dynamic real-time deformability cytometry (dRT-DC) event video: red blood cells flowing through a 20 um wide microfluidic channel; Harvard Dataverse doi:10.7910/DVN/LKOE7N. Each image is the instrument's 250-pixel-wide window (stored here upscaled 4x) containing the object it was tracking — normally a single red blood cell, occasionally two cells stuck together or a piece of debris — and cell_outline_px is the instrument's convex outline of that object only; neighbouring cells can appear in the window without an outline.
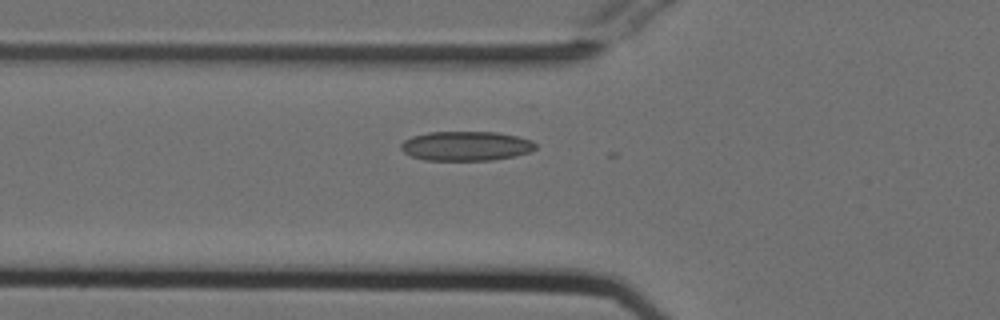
{"species": "Egyptian fruit bat (a non-hibernating species)", "species_latin": "Rousettus aegyptiacus", "temperature_condition": "cold", "stored_images_in_passage": 3, "camera_frame_rate_fps": 3000, "um_per_image_px": 0.085, "animal": {"sex": "female"}, "frame": {"image": 1, "passage_image": 2, "time_ms": 0.333, "image_size_px": [1000, 320], "cell_outline_px": [[536, 148], [528, 152], [516, 156], [492, 160], [424, 160], [412, 156], [404, 152], [400, 148], [400, 144], [404, 140], [412, 136], [428, 132], [496, 132], [516, 136], [532, 140], [536, 144]], "centroid_in_image_um": [39.6, 12.41], "position_along_channel_um": 86.2, "area_um2": 23.12}}